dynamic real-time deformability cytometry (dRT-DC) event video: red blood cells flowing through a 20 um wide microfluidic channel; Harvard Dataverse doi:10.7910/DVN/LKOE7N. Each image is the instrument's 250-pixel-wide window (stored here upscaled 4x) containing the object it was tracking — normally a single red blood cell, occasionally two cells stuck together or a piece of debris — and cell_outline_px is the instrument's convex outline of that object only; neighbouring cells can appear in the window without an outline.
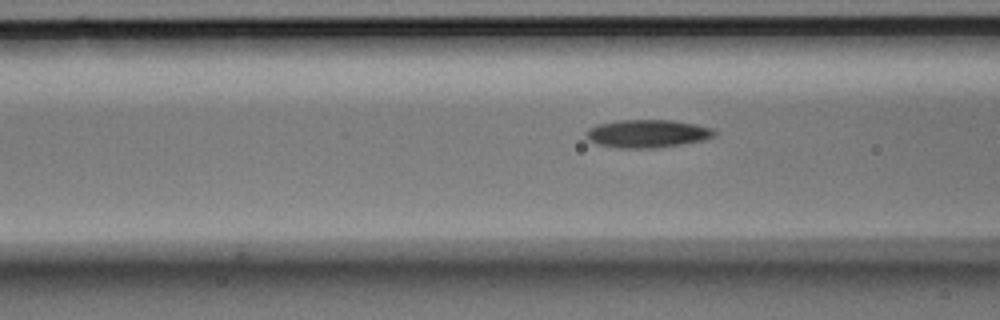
{"species": "Egyptian fruit bat (a non-hibernating species)", "species_latin": "Rousettus aegyptiacus", "temperature_condition": "room temperature", "stored_images_in_passage": 8, "camera_frame_rate_fps": 3000, "um_per_image_px": 0.085, "animal": {"sex": "male"}, "frame": {"image": 1, "passage_image": 8, "time_ms": 2.333, "image_size_px": [1000, 320], "cell_outline_px": [[716, 132], [712, 136], [704, 140], [656, 148], [616, 148], [596, 144], [588, 140], [588, 128], [596, 124], [616, 120], [672, 120], [696, 124], [712, 128]], "centroid_in_image_um": [55.0, 11.35], "position_along_channel_um": 111.6, "area_um2": 20.92}}